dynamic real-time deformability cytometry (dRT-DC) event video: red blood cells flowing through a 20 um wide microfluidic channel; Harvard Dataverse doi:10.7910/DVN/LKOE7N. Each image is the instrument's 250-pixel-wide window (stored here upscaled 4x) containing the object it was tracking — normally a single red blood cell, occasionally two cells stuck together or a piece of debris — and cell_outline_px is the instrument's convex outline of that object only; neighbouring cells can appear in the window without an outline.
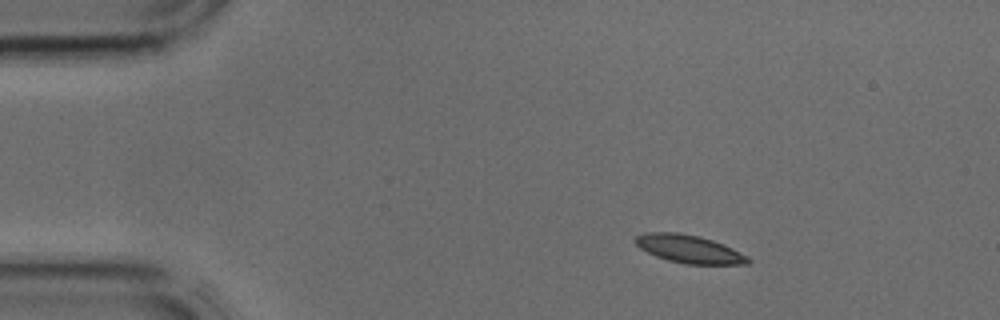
{"species": "common noctule bat (a hibernating species)", "species_latin": "Nyctalus noctula", "temperature_condition": "cold", "stored_images_in_passage": 37, "camera_frame_rate_fps": 3000, "um_per_image_px": 0.085, "animal": {"sex": "male", "body_mass_g": 17.9, "forearm_length_mm": 54.2}, "frame": {"image": 1, "passage_image": 1, "time_ms": 0.0, "image_size_px": [1000, 320], "cell_outline_px": [[752, 260], [748, 264], [688, 264], [668, 260], [656, 256], [640, 248], [636, 244], [636, 236], [644, 232], [676, 232], [700, 236], [724, 244], [748, 256]], "centroid_in_image_um": [58.6, 21.16], "position_along_channel_um": 26.4, "area_um2": 18.32}}
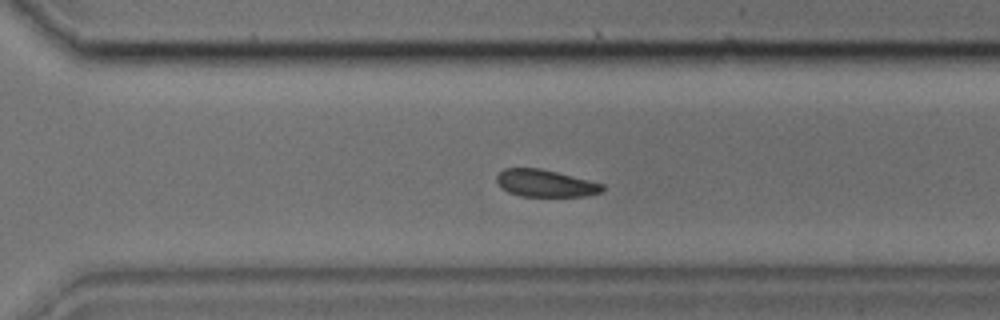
{"frame": {"image": 2, "passage_image": 24, "time_ms": 7.667, "image_size_px": [1000, 320], "cell_outline_px": [[604, 188], [600, 192], [584, 196], [520, 196], [508, 192], [500, 188], [496, 180], [496, 176], [504, 168], [540, 168], [604, 184]], "centroid_in_image_um": [46.3, 15.58], "position_along_channel_um": 324.3, "area_um2": 16.65}}
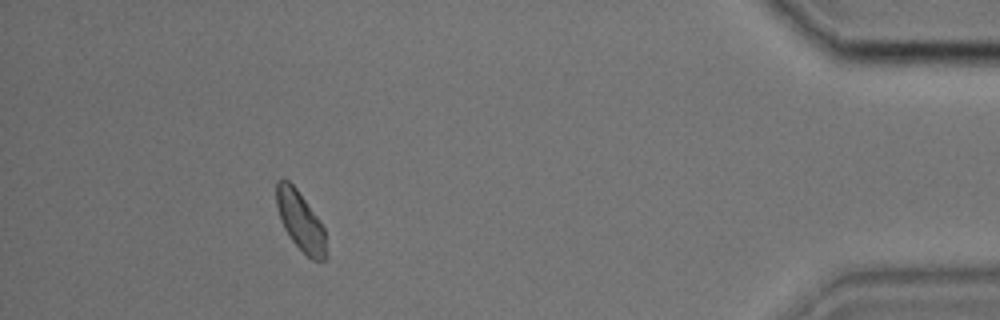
{"frame": {"image": 3, "passage_image": 33, "time_ms": 10.667, "image_size_px": [1000, 320], "cell_outline_px": [[328, 256], [324, 260], [312, 260], [292, 240], [284, 228], [280, 220], [276, 204], [276, 180], [284, 176], [296, 188], [320, 220], [324, 228]], "centroid_in_image_um": [25.54, 18.76], "position_along_channel_um": 409.7, "area_um2": 17.34}}